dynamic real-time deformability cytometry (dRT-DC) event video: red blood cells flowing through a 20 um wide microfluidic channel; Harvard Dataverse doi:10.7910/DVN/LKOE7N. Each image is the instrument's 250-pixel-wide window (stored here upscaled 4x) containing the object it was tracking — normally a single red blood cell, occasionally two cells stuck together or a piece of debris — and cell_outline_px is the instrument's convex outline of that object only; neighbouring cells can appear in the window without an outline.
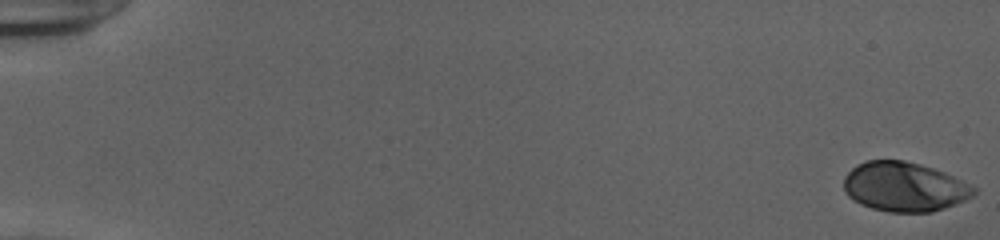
{"species": "human", "species_latin": "Homo sapiens", "temperature_condition": "cold", "stored_images_in_passage": 53, "camera_frame_rate_fps": 3000, "um_per_image_px": 0.085, "donor": {"sex": "female"}, "frame": {"image": 1, "passage_image": 1, "time_ms": 0.0, "image_size_px": [1000, 240], "cell_outline_px": [[976, 192], [972, 196], [956, 204], [932, 212], [888, 212], [872, 208], [860, 204], [852, 200], [844, 192], [844, 176], [856, 164], [868, 160], [904, 160], [920, 164], [944, 172], [976, 188]], "centroid_in_image_um": [76.83, 15.88], "position_along_channel_um": 8.2, "area_um2": 37.45}}
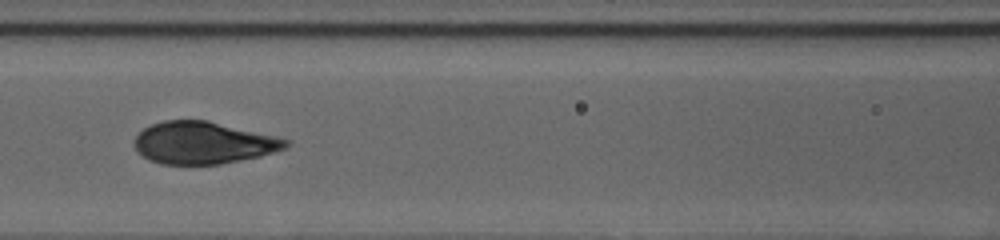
{"frame": {"image": 2, "passage_image": 26, "time_ms": 8.333, "image_size_px": [1000, 240], "cell_outline_px": [[292, 144], [288, 148], [276, 152], [260, 156], [220, 164], [160, 164], [148, 160], [136, 148], [136, 136], [144, 128], [152, 124], [164, 120], [208, 120], [276, 136], [288, 140]], "centroid_in_image_um": [17.34, 12.14], "position_along_channel_um": 149.3, "area_um2": 37.17}}
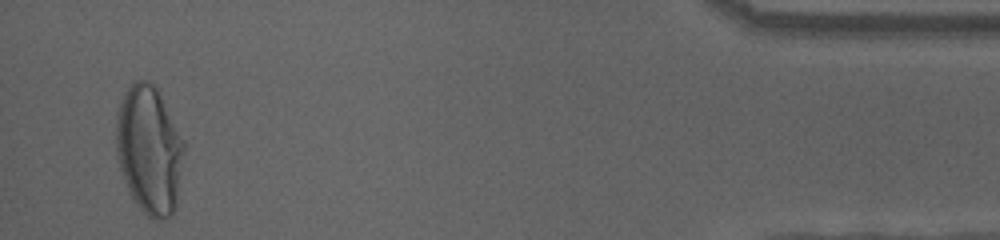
{"frame": {"image": 3, "passage_image": 52, "time_ms": 17.0, "image_size_px": [1000, 240], "cell_outline_px": [[184, 152], [176, 208], [168, 216], [160, 220], [152, 220], [140, 208], [132, 196], [124, 180], [116, 156], [116, 112], [128, 88], [136, 80], [144, 80], [152, 84], [156, 88], [184, 140]], "centroid_in_image_um": [12.68, 12.76], "position_along_channel_um": 422.5, "area_um2": 50.34}, "authors_computed_cell_mechanics": {"area_um2": 37.8012, "velocity_mm_per_s": 3.9258, "shape_relaxation_time_tau1_ms": 4.2992, "shape_relaxation_time_tau2_ms": null, "deformation_change_tau1": 0.2077, "deformation_change_tau2": null}}